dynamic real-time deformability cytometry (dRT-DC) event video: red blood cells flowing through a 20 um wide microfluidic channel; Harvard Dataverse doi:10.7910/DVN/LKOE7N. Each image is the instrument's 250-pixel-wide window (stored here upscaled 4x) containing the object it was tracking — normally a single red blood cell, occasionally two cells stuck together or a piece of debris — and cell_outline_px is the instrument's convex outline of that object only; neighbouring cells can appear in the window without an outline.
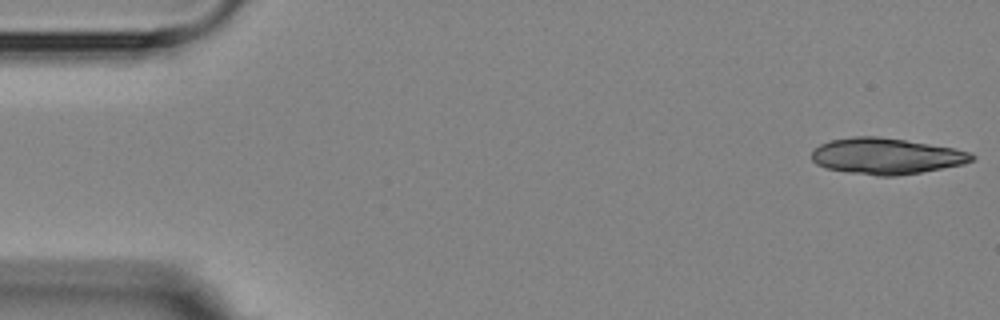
{"species": "Egyptian fruit bat (a non-hibernating species)", "species_latin": "Rousettus aegyptiacus", "temperature_condition": "room temperature", "stored_images_in_passage": 4, "camera_frame_rate_fps": 3000, "um_per_image_px": 0.085, "animal": {"sex": "female"}, "frame": {"image": 1, "passage_image": 1, "time_ms": 0.0, "image_size_px": [1000, 320], "cell_outline_px": [[976, 160], [964, 164], [920, 172], [896, 176], [876, 176], [848, 172], [824, 168], [816, 164], [812, 160], [812, 152], [820, 144], [832, 140], [852, 136], [876, 136], [904, 140], [952, 148], [968, 152], [976, 156]], "centroid_in_image_um": [75.31, 13.28], "position_along_channel_um": 9.7, "area_um2": 33.52}}